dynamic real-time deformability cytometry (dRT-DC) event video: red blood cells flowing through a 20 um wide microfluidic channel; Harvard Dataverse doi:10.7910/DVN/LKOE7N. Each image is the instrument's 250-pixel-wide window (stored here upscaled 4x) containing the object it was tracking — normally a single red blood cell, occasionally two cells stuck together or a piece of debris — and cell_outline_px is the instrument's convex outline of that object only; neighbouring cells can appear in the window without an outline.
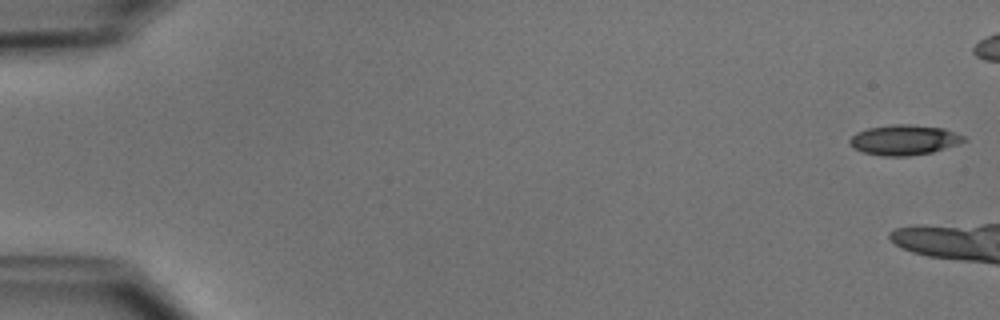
{"species": "common noctule bat (a hibernating species)", "species_latin": "Nyctalus noctula", "temperature_condition": "cold", "stored_images_in_passage": 7, "camera_frame_rate_fps": 3000, "um_per_image_px": 0.085, "animal": {"sex": "male", "body_mass_g": 15.6}, "frame": {"image": 1, "passage_image": 1, "time_ms": 0.0, "image_size_px": [1000, 320], "cell_outline_px": [[968, 140], [960, 144], [932, 152], [908, 156], [884, 156], [864, 152], [852, 148], [848, 144], [848, 140], [856, 132], [868, 128], [892, 124], [908, 124], [944, 128], [964, 136]], "centroid_in_image_um": [76.85, 11.89], "position_along_channel_um": 8.2, "area_um2": 20.23}}